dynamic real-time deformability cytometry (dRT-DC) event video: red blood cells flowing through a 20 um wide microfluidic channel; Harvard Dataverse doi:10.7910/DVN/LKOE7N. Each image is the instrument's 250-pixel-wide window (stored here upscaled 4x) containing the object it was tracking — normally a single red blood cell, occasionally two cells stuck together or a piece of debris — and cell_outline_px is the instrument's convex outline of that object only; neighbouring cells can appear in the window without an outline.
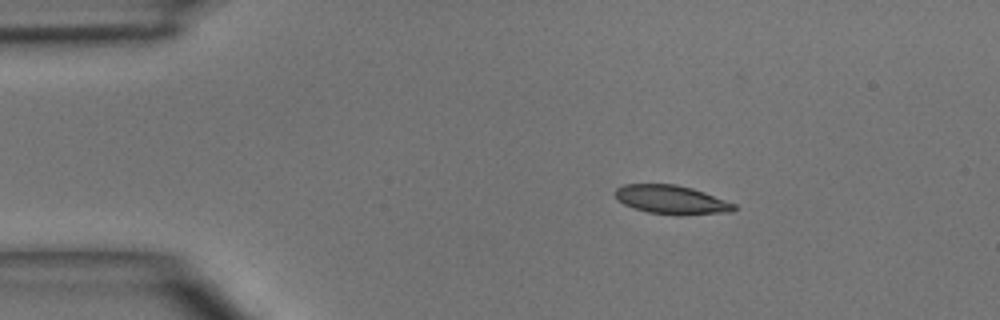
{"species": "common noctule bat (a hibernating species)", "species_latin": "Nyctalus noctula", "temperature_condition": "room temperature", "stored_images_in_passage": 3, "camera_frame_rate_fps": 3000, "um_per_image_px": 0.085, "animal": {"sex": "male", "body_mass_g": 15.6}, "frame": {"image": 1, "passage_image": 2, "time_ms": 1.333, "image_size_px": [1000, 320], "cell_outline_px": [[736, 208], [732, 212], [684, 216], [676, 216], [648, 212], [624, 204], [616, 196], [616, 188], [624, 184], [676, 184], [692, 188], [704, 192], [736, 204]], "centroid_in_image_um": [57.13, 16.99], "position_along_channel_um": 27.9, "area_um2": 20.06}}
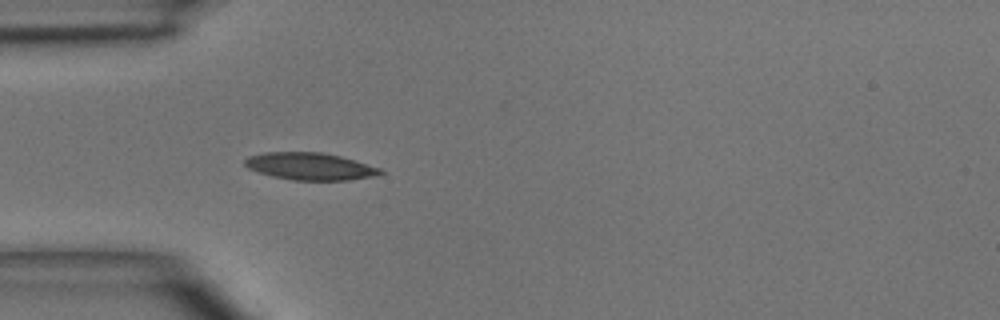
{"frame": {"image": 2, "passage_image": 3, "time_ms": 3.333, "image_size_px": [1000, 320], "cell_outline_px": [[384, 172], [376, 176], [348, 180], [292, 180], [272, 176], [248, 168], [244, 164], [244, 160], [248, 156], [264, 152], [324, 152], [340, 156], [380, 168]], "centroid_in_image_um": [26.34, 14.13], "position_along_channel_um": 58.7, "area_um2": 21.44}}